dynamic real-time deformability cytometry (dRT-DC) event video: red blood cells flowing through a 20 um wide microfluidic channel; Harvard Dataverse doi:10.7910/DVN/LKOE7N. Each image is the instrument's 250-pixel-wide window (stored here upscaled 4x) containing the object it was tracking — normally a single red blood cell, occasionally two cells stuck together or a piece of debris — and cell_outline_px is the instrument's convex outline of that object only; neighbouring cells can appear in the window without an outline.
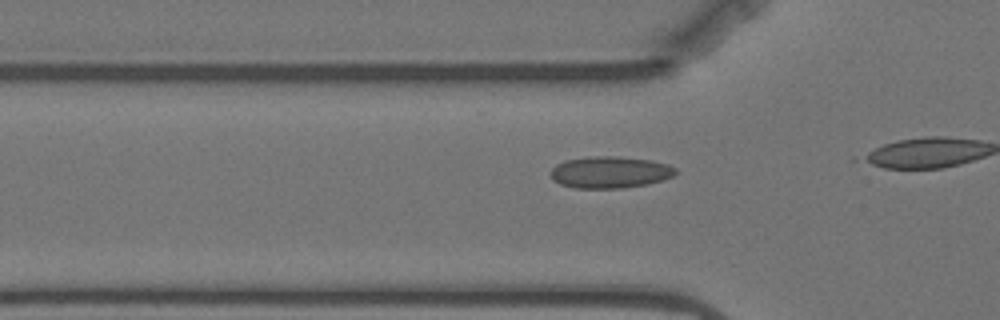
{"species": "Egyptian fruit bat (a non-hibernating species)", "species_latin": "Rousettus aegyptiacus", "temperature_condition": "warm", "stored_images_in_passage": 5, "camera_frame_rate_fps": 3000, "um_per_image_px": 0.085, "animal": {"sex": "female"}, "frame": {"image": 1, "passage_image": 2, "time_ms": 0.333, "image_size_px": [1000, 320], "cell_outline_px": [[676, 172], [672, 176], [648, 184], [620, 188], [576, 188], [560, 184], [552, 180], [548, 172], [556, 164], [564, 160], [588, 156], [616, 156], [652, 160], [668, 164], [676, 168]], "centroid_in_image_um": [51.79, 14.63], "position_along_channel_um": 74.0, "area_um2": 23.29}}